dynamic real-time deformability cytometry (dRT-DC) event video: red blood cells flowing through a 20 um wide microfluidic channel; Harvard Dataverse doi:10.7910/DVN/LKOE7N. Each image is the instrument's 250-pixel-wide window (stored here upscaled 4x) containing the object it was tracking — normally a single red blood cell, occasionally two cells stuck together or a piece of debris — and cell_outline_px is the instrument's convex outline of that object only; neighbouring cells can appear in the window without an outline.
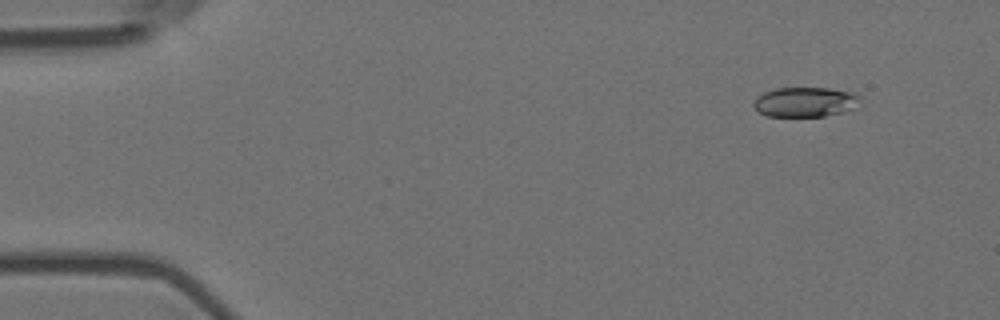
{"species": "Egyptian fruit bat (a non-hibernating species)", "species_latin": "Rousettus aegyptiacus", "temperature_condition": "room temperature", "stored_images_in_passage": 5, "camera_frame_rate_fps": 3000, "um_per_image_px": 0.085, "animal": {"sex": "female"}, "frame": {"image": 1, "passage_image": 1, "time_ms": 0.0, "image_size_px": [1000, 320], "cell_outline_px": [[860, 100], [852, 108], [844, 112], [824, 116], [768, 116], [760, 112], [752, 104], [756, 96], [764, 92], [776, 88], [828, 88], [852, 92], [860, 96]], "centroid_in_image_um": [68.42, 8.66], "position_along_channel_um": 16.6, "area_um2": 18.38}}
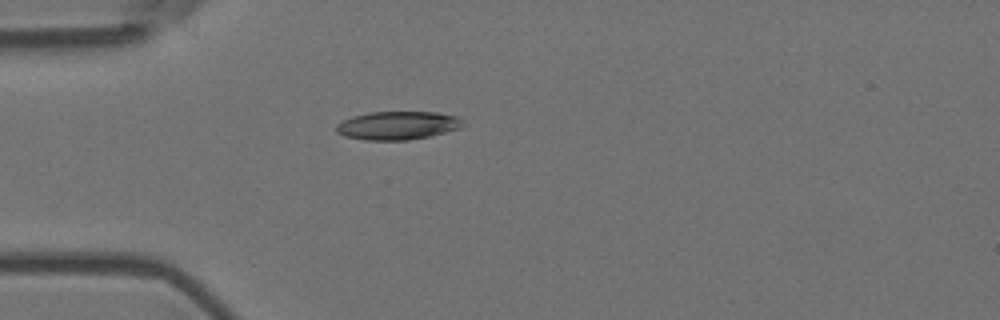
{"frame": {"image": 2, "passage_image": 3, "time_ms": 0.667, "image_size_px": [1000, 320], "cell_outline_px": [[464, 124], [460, 128], [428, 136], [408, 140], [368, 140], [344, 136], [336, 132], [336, 124], [352, 116], [368, 112], [436, 112], [456, 116]], "centroid_in_image_um": [33.76, 10.66], "position_along_channel_um": 51.2, "area_um2": 20.75}}
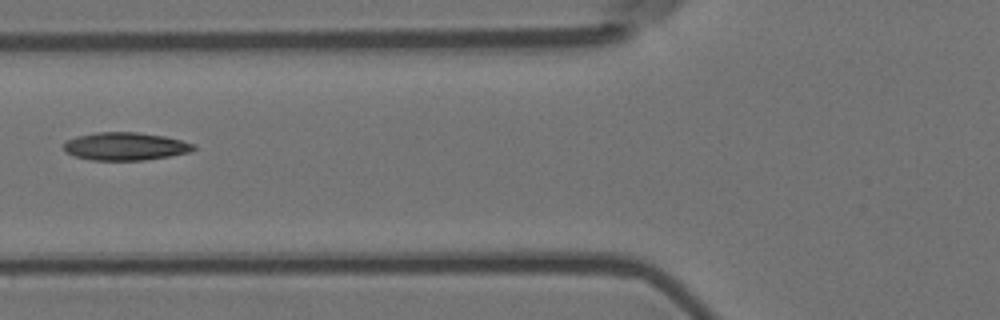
{"frame": {"image": 3, "passage_image": 5, "time_ms": 1.333, "image_size_px": [1000, 320], "cell_outline_px": [[196, 148], [188, 152], [168, 156], [144, 160], [92, 160], [76, 156], [64, 152], [64, 144], [68, 140], [76, 136], [96, 132], [136, 132], [164, 136], [196, 144]], "centroid_in_image_um": [10.64, 12.43], "position_along_channel_um": 115.2, "area_um2": 20.98}}